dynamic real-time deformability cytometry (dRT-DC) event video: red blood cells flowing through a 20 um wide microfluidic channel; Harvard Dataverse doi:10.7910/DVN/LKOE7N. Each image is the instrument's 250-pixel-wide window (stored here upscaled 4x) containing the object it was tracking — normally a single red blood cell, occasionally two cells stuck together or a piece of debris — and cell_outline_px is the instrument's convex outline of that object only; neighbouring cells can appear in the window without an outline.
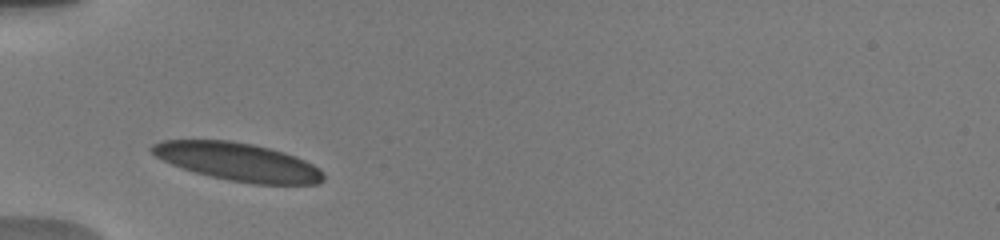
{"species": "human", "species_latin": "Homo sapiens", "temperature_condition": "warm", "stored_images_in_passage": 18, "camera_frame_rate_fps": 3000, "um_per_image_px": 0.085, "donor": {"sex": "male"}, "frame": {"image": 1, "passage_image": 1, "time_ms": 0.0, "image_size_px": [1000, 240], "cell_outline_px": [[324, 180], [316, 184], [256, 184], [228, 180], [196, 172], [172, 164], [156, 156], [148, 148], [152, 144], [164, 140], [228, 140], [252, 144], [284, 152], [296, 156], [320, 168], [324, 172]], "centroid_in_image_um": [20.25, 13.75], "position_along_channel_um": 64.7, "area_um2": 37.74}}
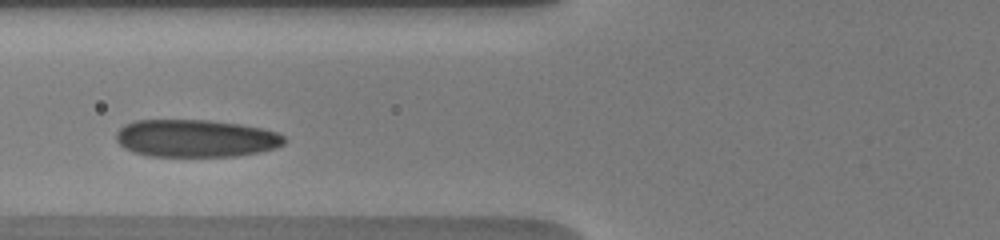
{"frame": {"image": 2, "passage_image": 7, "time_ms": 1.333, "image_size_px": [1000, 240], "cell_outline_px": [[288, 140], [284, 144], [276, 148], [260, 152], [236, 156], [148, 156], [132, 152], [124, 148], [116, 140], [116, 132], [124, 124], [136, 120], [208, 120], [240, 124], [260, 128], [276, 132], [284, 136]], "centroid_in_image_um": [16.63, 11.76], "position_along_channel_um": 109.2, "area_um2": 36.99}}
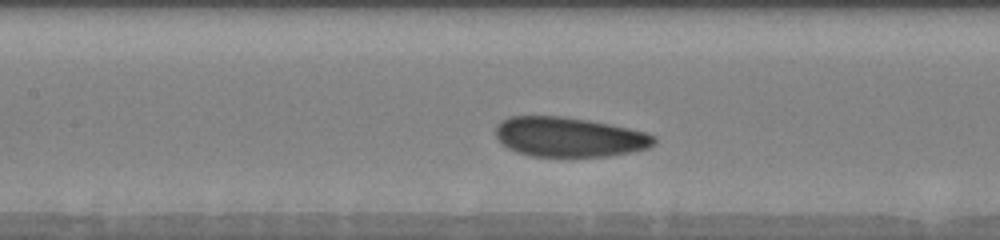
{"frame": {"image": 3, "passage_image": 14, "time_ms": 2.667, "image_size_px": [1000, 240], "cell_outline_px": [[656, 140], [648, 148], [632, 152], [608, 156], [532, 156], [516, 152], [508, 148], [496, 136], [496, 128], [500, 120], [508, 116], [560, 116], [588, 120], [628, 128], [644, 132], [656, 136]], "centroid_in_image_um": [48.36, 11.64], "position_along_channel_um": 159.0, "area_um2": 36.47}}